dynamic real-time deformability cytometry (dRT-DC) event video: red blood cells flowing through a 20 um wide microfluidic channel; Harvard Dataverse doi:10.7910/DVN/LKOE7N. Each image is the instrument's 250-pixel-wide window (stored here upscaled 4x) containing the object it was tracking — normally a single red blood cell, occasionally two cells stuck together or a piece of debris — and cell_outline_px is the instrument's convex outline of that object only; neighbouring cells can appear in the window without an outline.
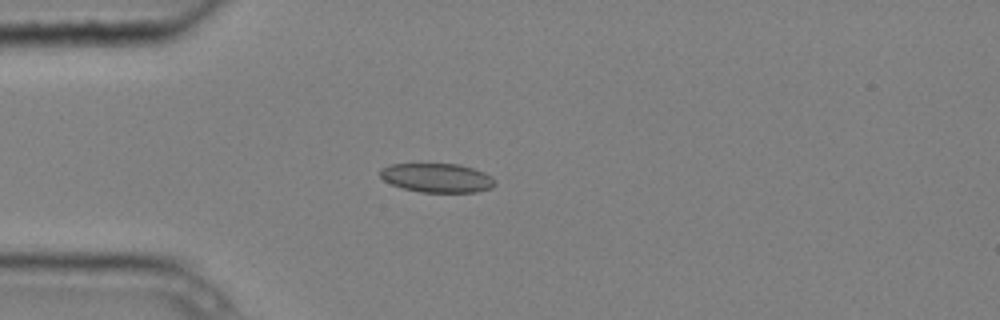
{"species": "common noctule bat (a hibernating species)", "species_latin": "Nyctalus noctula", "temperature_condition": "cold", "stored_images_in_passage": 3, "camera_frame_rate_fps": 3000, "um_per_image_px": 0.085, "animal": {"sex": "male", "body_mass_g": 20.4}, "frame": {"image": 1, "passage_image": 3, "time_ms": 0.667, "image_size_px": [1000, 320], "cell_outline_px": [[496, 184], [492, 188], [476, 192], [420, 192], [404, 188], [392, 184], [384, 180], [380, 176], [380, 168], [392, 164], [460, 164], [484, 172], [492, 176]], "centroid_in_image_um": [37.17, 15.11], "position_along_channel_um": 47.8, "area_um2": 19.42}}